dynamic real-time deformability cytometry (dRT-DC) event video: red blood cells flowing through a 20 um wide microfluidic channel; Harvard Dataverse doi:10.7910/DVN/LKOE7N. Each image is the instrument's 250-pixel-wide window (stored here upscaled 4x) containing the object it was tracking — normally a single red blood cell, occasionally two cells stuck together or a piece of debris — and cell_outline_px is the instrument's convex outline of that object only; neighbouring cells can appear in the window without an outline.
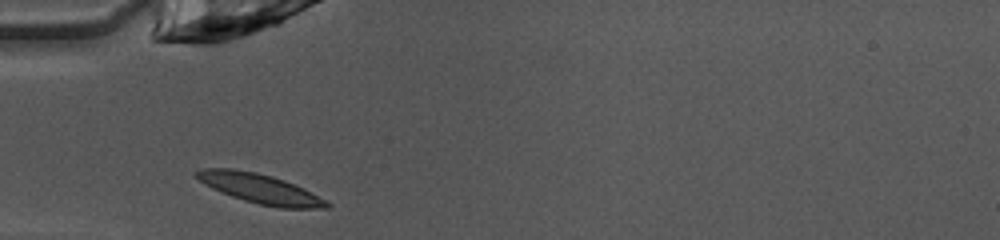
{"species": "common noctule bat (a hibernating species)", "species_latin": "Nyctalus noctula", "temperature_condition": "warm", "stored_images_in_passage": 35, "camera_frame_rate_fps": 3000, "um_per_image_px": 0.085, "animal": {"sex": "female", "body_mass_g": 10.0, "forearm_length_mm": 53.1}, "frame": {"image": 1, "passage_image": 1, "time_ms": 0.0, "image_size_px": [1000, 240], "cell_outline_px": [[332, 204], [328, 208], [280, 208], [260, 204], [244, 200], [232, 196], [212, 188], [204, 184], [192, 172], [204, 168], [232, 168], [256, 172], [272, 176], [284, 180], [304, 188], [328, 200]], "centroid_in_image_um": [22.13, 16.03], "position_along_channel_um": 62.9, "area_um2": 22.48}}
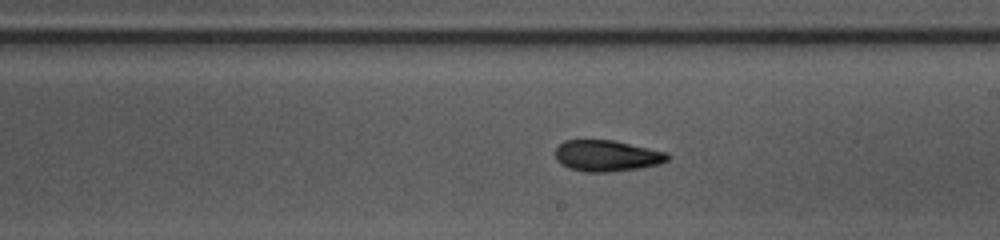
{"frame": {"image": 2, "passage_image": 14, "time_ms": 4.333, "image_size_px": [1000, 240], "cell_outline_px": [[668, 160], [660, 164], [640, 168], [608, 172], [584, 172], [568, 168], [560, 164], [556, 160], [556, 148], [564, 140], [612, 140], [668, 152]], "centroid_in_image_um": [51.57, 13.25], "position_along_channel_um": 237.4, "area_um2": 20.46}}
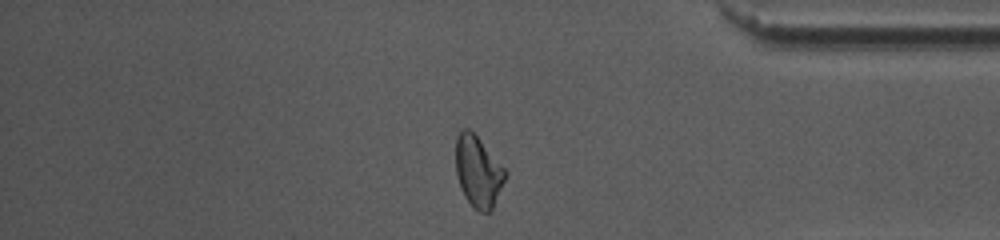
{"frame": {"image": 3, "passage_image": 27, "time_ms": 8.667, "image_size_px": [1000, 240], "cell_outline_px": [[508, 172], [492, 212], [480, 212], [464, 196], [460, 188], [456, 176], [456, 136], [460, 128], [468, 128], [480, 140]], "centroid_in_image_um": [40.64, 14.58], "position_along_channel_um": 394.6, "area_um2": 20.58}, "authors_computed_cell_mechanics": {"area_um2": 20.5768, "velocity_mm_per_s": 4.0605, "shape_relaxation_time_tau1_ms": 11.3011, "shape_relaxation_time_tau2_ms": 2.4417, "deformation_change_tau1": 0.2625, "deformation_change_tau2": 0.0901}}